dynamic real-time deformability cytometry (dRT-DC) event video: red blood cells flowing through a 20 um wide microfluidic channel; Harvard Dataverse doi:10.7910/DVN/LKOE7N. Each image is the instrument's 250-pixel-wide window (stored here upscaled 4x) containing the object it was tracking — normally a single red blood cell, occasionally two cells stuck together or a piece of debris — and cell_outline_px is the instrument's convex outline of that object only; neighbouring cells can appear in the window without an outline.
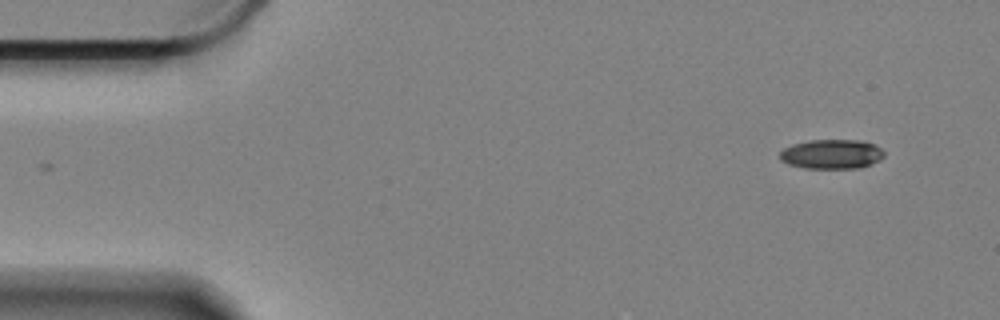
{"species": "Egyptian fruit bat (a non-hibernating species)", "species_latin": "Rousettus aegyptiacus", "temperature_condition": "cold", "stored_images_in_passage": 12, "camera_frame_rate_fps": 3000, "um_per_image_px": 0.085, "animal": {"sex": "female"}, "frame": {"image": 1, "passage_image": 1, "time_ms": 0.0, "image_size_px": [1000, 320], "cell_outline_px": [[884, 156], [880, 160], [860, 168], [804, 168], [788, 164], [780, 160], [780, 152], [784, 148], [792, 144], [808, 140], [860, 140], [876, 144], [884, 152]], "centroid_in_image_um": [70.69, 13.09], "position_along_channel_um": 14.3, "area_um2": 18.03}}